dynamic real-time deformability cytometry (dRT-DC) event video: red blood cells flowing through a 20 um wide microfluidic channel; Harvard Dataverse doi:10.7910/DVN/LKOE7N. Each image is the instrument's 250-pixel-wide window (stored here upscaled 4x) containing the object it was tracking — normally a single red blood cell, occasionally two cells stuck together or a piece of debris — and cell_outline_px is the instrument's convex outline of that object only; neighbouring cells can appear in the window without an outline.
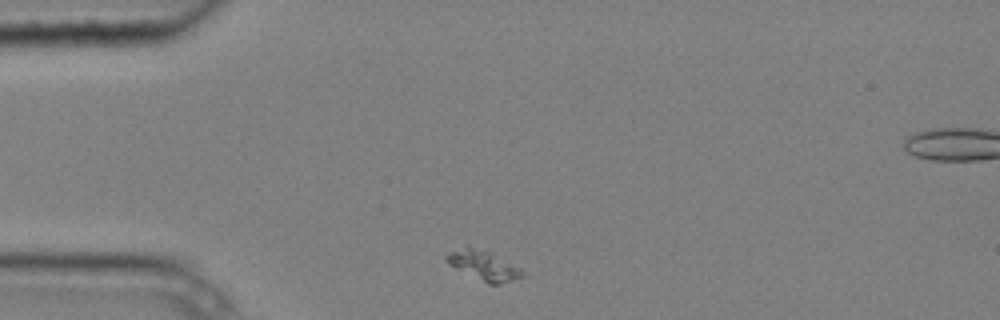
{"species": "common noctule bat (a hibernating species)", "species_latin": "Nyctalus noctula", "temperature_condition": "cold", "stored_images_in_passage": 3, "camera_frame_rate_fps": 3000, "um_per_image_px": 0.085, "animal": {"sex": "male", "body_mass_g": 20.4}, "frame": {"image": 1, "passage_image": 1, "time_ms": 0.0, "image_size_px": [1000, 320], "cell_outline_px": [[524, 276], [500, 284], [488, 284], [448, 264], [444, 256], [448, 252], [468, 244], [488, 252], [520, 268], [524, 272]], "centroid_in_image_um": [41.05, 22.54], "position_along_channel_um": 43.9, "area_um2": 12.95}}